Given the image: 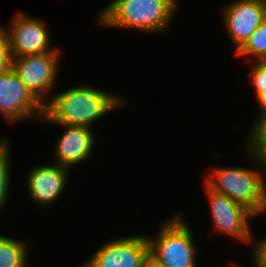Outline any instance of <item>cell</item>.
<instances>
[{
    "label": "cell",
    "mask_w": 266,
    "mask_h": 267,
    "mask_svg": "<svg viewBox=\"0 0 266 267\" xmlns=\"http://www.w3.org/2000/svg\"><path fill=\"white\" fill-rule=\"evenodd\" d=\"M12 143L6 135L0 137V212L3 213L10 200L12 177ZM11 146V147H10ZM12 168V169H11ZM0 213V214H1Z\"/></svg>",
    "instance_id": "cell-15"
},
{
    "label": "cell",
    "mask_w": 266,
    "mask_h": 267,
    "mask_svg": "<svg viewBox=\"0 0 266 267\" xmlns=\"http://www.w3.org/2000/svg\"><path fill=\"white\" fill-rule=\"evenodd\" d=\"M262 214H266V205L254 214V218L259 217L260 215L262 216ZM251 242H266V234L260 239L253 238Z\"/></svg>",
    "instance_id": "cell-22"
},
{
    "label": "cell",
    "mask_w": 266,
    "mask_h": 267,
    "mask_svg": "<svg viewBox=\"0 0 266 267\" xmlns=\"http://www.w3.org/2000/svg\"><path fill=\"white\" fill-rule=\"evenodd\" d=\"M247 63L250 66L247 72L249 78L247 79L249 85L252 86L254 90V97H256L260 92L266 89V65L261 61H250Z\"/></svg>",
    "instance_id": "cell-17"
},
{
    "label": "cell",
    "mask_w": 266,
    "mask_h": 267,
    "mask_svg": "<svg viewBox=\"0 0 266 267\" xmlns=\"http://www.w3.org/2000/svg\"><path fill=\"white\" fill-rule=\"evenodd\" d=\"M249 166H219L207 170L203 182L212 190L228 196L254 214L266 205V168L243 154Z\"/></svg>",
    "instance_id": "cell-3"
},
{
    "label": "cell",
    "mask_w": 266,
    "mask_h": 267,
    "mask_svg": "<svg viewBox=\"0 0 266 267\" xmlns=\"http://www.w3.org/2000/svg\"><path fill=\"white\" fill-rule=\"evenodd\" d=\"M0 116L11 125L27 120L38 123L44 116V105L12 68L0 74Z\"/></svg>",
    "instance_id": "cell-7"
},
{
    "label": "cell",
    "mask_w": 266,
    "mask_h": 267,
    "mask_svg": "<svg viewBox=\"0 0 266 267\" xmlns=\"http://www.w3.org/2000/svg\"><path fill=\"white\" fill-rule=\"evenodd\" d=\"M230 264H231L230 267H244L241 264H238V262H233V260H231V263ZM250 267H255V266L251 263V266Z\"/></svg>",
    "instance_id": "cell-23"
},
{
    "label": "cell",
    "mask_w": 266,
    "mask_h": 267,
    "mask_svg": "<svg viewBox=\"0 0 266 267\" xmlns=\"http://www.w3.org/2000/svg\"><path fill=\"white\" fill-rule=\"evenodd\" d=\"M142 267H165L163 264H161L159 261L154 259L150 254L145 259Z\"/></svg>",
    "instance_id": "cell-21"
},
{
    "label": "cell",
    "mask_w": 266,
    "mask_h": 267,
    "mask_svg": "<svg viewBox=\"0 0 266 267\" xmlns=\"http://www.w3.org/2000/svg\"><path fill=\"white\" fill-rule=\"evenodd\" d=\"M62 127V133L57 137L52 148V163L74 169L78 164L87 162L97 146L95 129L82 126L54 125Z\"/></svg>",
    "instance_id": "cell-12"
},
{
    "label": "cell",
    "mask_w": 266,
    "mask_h": 267,
    "mask_svg": "<svg viewBox=\"0 0 266 267\" xmlns=\"http://www.w3.org/2000/svg\"><path fill=\"white\" fill-rule=\"evenodd\" d=\"M30 247L25 239L0 234V267H30Z\"/></svg>",
    "instance_id": "cell-13"
},
{
    "label": "cell",
    "mask_w": 266,
    "mask_h": 267,
    "mask_svg": "<svg viewBox=\"0 0 266 267\" xmlns=\"http://www.w3.org/2000/svg\"><path fill=\"white\" fill-rule=\"evenodd\" d=\"M261 62L266 65V56L261 60Z\"/></svg>",
    "instance_id": "cell-24"
},
{
    "label": "cell",
    "mask_w": 266,
    "mask_h": 267,
    "mask_svg": "<svg viewBox=\"0 0 266 267\" xmlns=\"http://www.w3.org/2000/svg\"><path fill=\"white\" fill-rule=\"evenodd\" d=\"M263 2H264V5H265V12H266V0H263Z\"/></svg>",
    "instance_id": "cell-25"
},
{
    "label": "cell",
    "mask_w": 266,
    "mask_h": 267,
    "mask_svg": "<svg viewBox=\"0 0 266 267\" xmlns=\"http://www.w3.org/2000/svg\"><path fill=\"white\" fill-rule=\"evenodd\" d=\"M12 54L8 34L0 25V74L8 72L12 68Z\"/></svg>",
    "instance_id": "cell-18"
},
{
    "label": "cell",
    "mask_w": 266,
    "mask_h": 267,
    "mask_svg": "<svg viewBox=\"0 0 266 267\" xmlns=\"http://www.w3.org/2000/svg\"><path fill=\"white\" fill-rule=\"evenodd\" d=\"M179 0H111L96 15V26L136 30L150 36L170 33L175 14L179 12Z\"/></svg>",
    "instance_id": "cell-2"
},
{
    "label": "cell",
    "mask_w": 266,
    "mask_h": 267,
    "mask_svg": "<svg viewBox=\"0 0 266 267\" xmlns=\"http://www.w3.org/2000/svg\"><path fill=\"white\" fill-rule=\"evenodd\" d=\"M251 123L249 131H246V137L244 136L242 140L245 141L242 151L266 168V113L260 116L254 115Z\"/></svg>",
    "instance_id": "cell-14"
},
{
    "label": "cell",
    "mask_w": 266,
    "mask_h": 267,
    "mask_svg": "<svg viewBox=\"0 0 266 267\" xmlns=\"http://www.w3.org/2000/svg\"><path fill=\"white\" fill-rule=\"evenodd\" d=\"M221 7L220 18L236 53L266 19L263 0H233Z\"/></svg>",
    "instance_id": "cell-10"
},
{
    "label": "cell",
    "mask_w": 266,
    "mask_h": 267,
    "mask_svg": "<svg viewBox=\"0 0 266 267\" xmlns=\"http://www.w3.org/2000/svg\"><path fill=\"white\" fill-rule=\"evenodd\" d=\"M57 48L49 53L26 55L12 59V69L32 94L45 105L57 92L60 77L62 50Z\"/></svg>",
    "instance_id": "cell-5"
},
{
    "label": "cell",
    "mask_w": 266,
    "mask_h": 267,
    "mask_svg": "<svg viewBox=\"0 0 266 267\" xmlns=\"http://www.w3.org/2000/svg\"><path fill=\"white\" fill-rule=\"evenodd\" d=\"M206 194L207 203L210 206V217L214 232L218 235H224L233 238L235 242H241V245H251L255 237L252 231L251 219H254V213L237 202L231 200L228 196L210 189L202 182Z\"/></svg>",
    "instance_id": "cell-6"
},
{
    "label": "cell",
    "mask_w": 266,
    "mask_h": 267,
    "mask_svg": "<svg viewBox=\"0 0 266 267\" xmlns=\"http://www.w3.org/2000/svg\"><path fill=\"white\" fill-rule=\"evenodd\" d=\"M7 25L3 28L9 37L12 58L49 53L57 48L52 45L47 22L41 18L20 10Z\"/></svg>",
    "instance_id": "cell-8"
},
{
    "label": "cell",
    "mask_w": 266,
    "mask_h": 267,
    "mask_svg": "<svg viewBox=\"0 0 266 267\" xmlns=\"http://www.w3.org/2000/svg\"><path fill=\"white\" fill-rule=\"evenodd\" d=\"M148 255L146 234L115 236L84 259L80 267H142Z\"/></svg>",
    "instance_id": "cell-9"
},
{
    "label": "cell",
    "mask_w": 266,
    "mask_h": 267,
    "mask_svg": "<svg viewBox=\"0 0 266 267\" xmlns=\"http://www.w3.org/2000/svg\"><path fill=\"white\" fill-rule=\"evenodd\" d=\"M234 54L245 62L261 61L266 56V19Z\"/></svg>",
    "instance_id": "cell-16"
},
{
    "label": "cell",
    "mask_w": 266,
    "mask_h": 267,
    "mask_svg": "<svg viewBox=\"0 0 266 267\" xmlns=\"http://www.w3.org/2000/svg\"><path fill=\"white\" fill-rule=\"evenodd\" d=\"M27 171L24 185L30 202L38 208L54 206L65 195L72 174L71 169L51 162L36 164Z\"/></svg>",
    "instance_id": "cell-11"
},
{
    "label": "cell",
    "mask_w": 266,
    "mask_h": 267,
    "mask_svg": "<svg viewBox=\"0 0 266 267\" xmlns=\"http://www.w3.org/2000/svg\"><path fill=\"white\" fill-rule=\"evenodd\" d=\"M183 214L182 210L172 214L157 227L156 234L146 235L149 254L165 267L200 266L199 248Z\"/></svg>",
    "instance_id": "cell-4"
},
{
    "label": "cell",
    "mask_w": 266,
    "mask_h": 267,
    "mask_svg": "<svg viewBox=\"0 0 266 267\" xmlns=\"http://www.w3.org/2000/svg\"><path fill=\"white\" fill-rule=\"evenodd\" d=\"M251 263L255 267H266V242H251Z\"/></svg>",
    "instance_id": "cell-19"
},
{
    "label": "cell",
    "mask_w": 266,
    "mask_h": 267,
    "mask_svg": "<svg viewBox=\"0 0 266 267\" xmlns=\"http://www.w3.org/2000/svg\"><path fill=\"white\" fill-rule=\"evenodd\" d=\"M254 99H256L257 112L254 113L256 116H260L266 113V89L260 92Z\"/></svg>",
    "instance_id": "cell-20"
},
{
    "label": "cell",
    "mask_w": 266,
    "mask_h": 267,
    "mask_svg": "<svg viewBox=\"0 0 266 267\" xmlns=\"http://www.w3.org/2000/svg\"><path fill=\"white\" fill-rule=\"evenodd\" d=\"M88 83L71 85L65 91L53 93L44 105V116L39 123L94 128L103 117L130 103L116 90L99 89Z\"/></svg>",
    "instance_id": "cell-1"
}]
</instances>
